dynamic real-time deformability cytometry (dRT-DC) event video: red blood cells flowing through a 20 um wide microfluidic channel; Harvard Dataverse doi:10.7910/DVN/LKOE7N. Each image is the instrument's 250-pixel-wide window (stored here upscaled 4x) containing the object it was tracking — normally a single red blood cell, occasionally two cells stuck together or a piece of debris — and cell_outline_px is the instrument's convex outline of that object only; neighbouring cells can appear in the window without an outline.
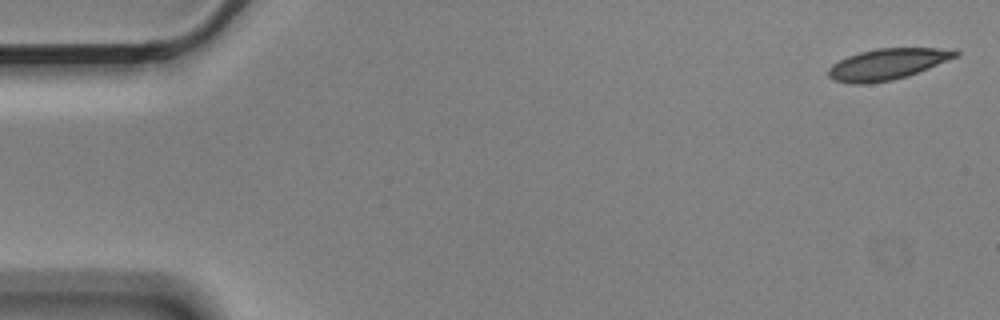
{"species": "Egyptian fruit bat (a non-hibernating species)", "species_latin": "Rousettus aegyptiacus", "temperature_condition": "cold", "stored_images_in_passage": 5, "camera_frame_rate_fps": 3000, "um_per_image_px": 0.085, "animal": {"sex": "male"}, "frame": {"image": 1, "passage_image": 1, "time_ms": 0.0, "image_size_px": [1000, 320], "cell_outline_px": [[960, 56], [908, 76], [892, 80], [868, 84], [852, 84], [832, 80], [828, 76], [828, 68], [832, 64], [848, 56], [860, 52], [876, 48], [956, 48], [960, 52]], "centroid_in_image_um": [75.47, 5.45], "position_along_channel_um": 9.5, "area_um2": 23.35}}
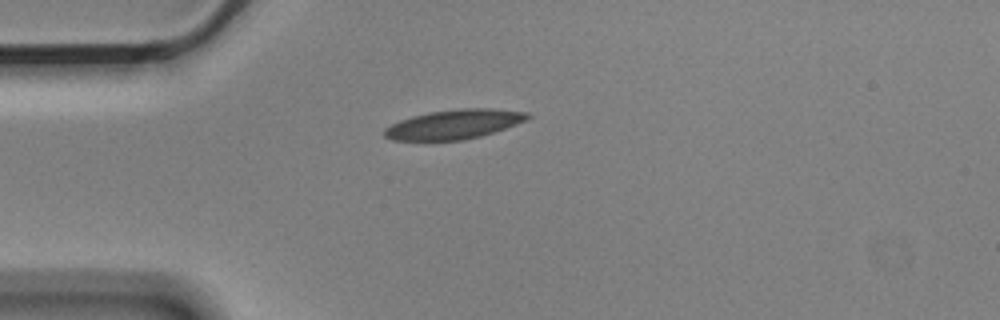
{"frame": {"image": 2, "passage_image": 4, "time_ms": 1.0, "image_size_px": [1000, 320], "cell_outline_px": [[532, 116], [516, 124], [480, 136], [460, 140], [392, 140], [384, 136], [384, 128], [400, 120], [412, 116], [428, 112], [460, 108], [492, 108], [528, 112]], "centroid_in_image_um": [38.58, 10.55], "position_along_channel_um": 46.4, "area_um2": 24.33}}
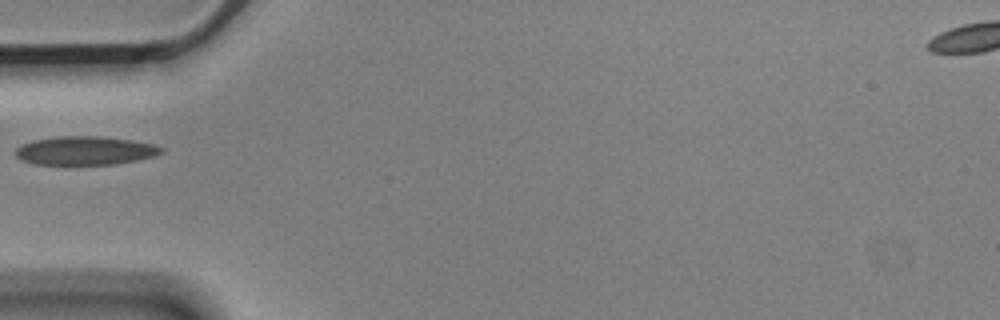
{"frame": {"image": 3, "passage_image": 5, "time_ms": 1.333, "image_size_px": [1000, 320], "cell_outline_px": [[164, 152], [156, 156], [116, 164], [36, 164], [20, 160], [12, 152], [20, 144], [32, 140], [56, 136], [100, 136], [132, 140], [152, 144], [164, 148]], "centroid_in_image_um": [7.2, 12.79], "position_along_channel_um": 77.8, "area_um2": 24.57}}